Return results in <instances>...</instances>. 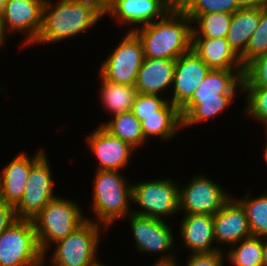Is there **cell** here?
<instances>
[{"label":"cell","mask_w":267,"mask_h":266,"mask_svg":"<svg viewBox=\"0 0 267 266\" xmlns=\"http://www.w3.org/2000/svg\"><path fill=\"white\" fill-rule=\"evenodd\" d=\"M122 38L101 63L98 74L116 84L135 86L139 69L145 59L143 44L134 31L126 30Z\"/></svg>","instance_id":"obj_9"},{"label":"cell","mask_w":267,"mask_h":266,"mask_svg":"<svg viewBox=\"0 0 267 266\" xmlns=\"http://www.w3.org/2000/svg\"><path fill=\"white\" fill-rule=\"evenodd\" d=\"M247 191L243 198H236L244 207L252 236L267 237V192L251 198Z\"/></svg>","instance_id":"obj_28"},{"label":"cell","mask_w":267,"mask_h":266,"mask_svg":"<svg viewBox=\"0 0 267 266\" xmlns=\"http://www.w3.org/2000/svg\"><path fill=\"white\" fill-rule=\"evenodd\" d=\"M17 220L14 207L0 198V235Z\"/></svg>","instance_id":"obj_35"},{"label":"cell","mask_w":267,"mask_h":266,"mask_svg":"<svg viewBox=\"0 0 267 266\" xmlns=\"http://www.w3.org/2000/svg\"><path fill=\"white\" fill-rule=\"evenodd\" d=\"M244 70H213L180 108L182 129L219 116L242 92ZM223 111V112H222Z\"/></svg>","instance_id":"obj_1"},{"label":"cell","mask_w":267,"mask_h":266,"mask_svg":"<svg viewBox=\"0 0 267 266\" xmlns=\"http://www.w3.org/2000/svg\"><path fill=\"white\" fill-rule=\"evenodd\" d=\"M95 174L90 210L96 218L86 219L109 229L115 221L124 220L132 212V183L121 171L96 170Z\"/></svg>","instance_id":"obj_4"},{"label":"cell","mask_w":267,"mask_h":266,"mask_svg":"<svg viewBox=\"0 0 267 266\" xmlns=\"http://www.w3.org/2000/svg\"><path fill=\"white\" fill-rule=\"evenodd\" d=\"M211 69L191 49L175 60L172 97L168 100L179 109L192 97Z\"/></svg>","instance_id":"obj_16"},{"label":"cell","mask_w":267,"mask_h":266,"mask_svg":"<svg viewBox=\"0 0 267 266\" xmlns=\"http://www.w3.org/2000/svg\"><path fill=\"white\" fill-rule=\"evenodd\" d=\"M100 104L110 113V117L122 112L131 111L138 94L135 86L116 84L104 79L100 74Z\"/></svg>","instance_id":"obj_23"},{"label":"cell","mask_w":267,"mask_h":266,"mask_svg":"<svg viewBox=\"0 0 267 266\" xmlns=\"http://www.w3.org/2000/svg\"><path fill=\"white\" fill-rule=\"evenodd\" d=\"M246 92L244 115L262 124L267 122V87H242Z\"/></svg>","instance_id":"obj_32"},{"label":"cell","mask_w":267,"mask_h":266,"mask_svg":"<svg viewBox=\"0 0 267 266\" xmlns=\"http://www.w3.org/2000/svg\"><path fill=\"white\" fill-rule=\"evenodd\" d=\"M96 6L105 14L117 0H92Z\"/></svg>","instance_id":"obj_37"},{"label":"cell","mask_w":267,"mask_h":266,"mask_svg":"<svg viewBox=\"0 0 267 266\" xmlns=\"http://www.w3.org/2000/svg\"><path fill=\"white\" fill-rule=\"evenodd\" d=\"M226 261L232 266H263L262 238L250 236L225 251Z\"/></svg>","instance_id":"obj_27"},{"label":"cell","mask_w":267,"mask_h":266,"mask_svg":"<svg viewBox=\"0 0 267 266\" xmlns=\"http://www.w3.org/2000/svg\"><path fill=\"white\" fill-rule=\"evenodd\" d=\"M8 0H0V13H2L4 6Z\"/></svg>","instance_id":"obj_41"},{"label":"cell","mask_w":267,"mask_h":266,"mask_svg":"<svg viewBox=\"0 0 267 266\" xmlns=\"http://www.w3.org/2000/svg\"><path fill=\"white\" fill-rule=\"evenodd\" d=\"M104 16L92 0H45L42 28L32 46L74 39L90 30Z\"/></svg>","instance_id":"obj_2"},{"label":"cell","mask_w":267,"mask_h":266,"mask_svg":"<svg viewBox=\"0 0 267 266\" xmlns=\"http://www.w3.org/2000/svg\"><path fill=\"white\" fill-rule=\"evenodd\" d=\"M263 127H265V131H266V133H264V134H266V136H267V122H265L264 124H263ZM267 139V138H266Z\"/></svg>","instance_id":"obj_43"},{"label":"cell","mask_w":267,"mask_h":266,"mask_svg":"<svg viewBox=\"0 0 267 266\" xmlns=\"http://www.w3.org/2000/svg\"><path fill=\"white\" fill-rule=\"evenodd\" d=\"M97 126L86 135L87 146L98 162L96 170L122 171L130 164L136 149L119 137L110 134L101 125Z\"/></svg>","instance_id":"obj_14"},{"label":"cell","mask_w":267,"mask_h":266,"mask_svg":"<svg viewBox=\"0 0 267 266\" xmlns=\"http://www.w3.org/2000/svg\"><path fill=\"white\" fill-rule=\"evenodd\" d=\"M177 260L172 261H155L152 266H179Z\"/></svg>","instance_id":"obj_40"},{"label":"cell","mask_w":267,"mask_h":266,"mask_svg":"<svg viewBox=\"0 0 267 266\" xmlns=\"http://www.w3.org/2000/svg\"><path fill=\"white\" fill-rule=\"evenodd\" d=\"M135 248L139 253L161 255L156 261L177 260L174 256L176 238L173 227L166 220L151 218L131 212L128 216ZM174 253V254H173Z\"/></svg>","instance_id":"obj_10"},{"label":"cell","mask_w":267,"mask_h":266,"mask_svg":"<svg viewBox=\"0 0 267 266\" xmlns=\"http://www.w3.org/2000/svg\"><path fill=\"white\" fill-rule=\"evenodd\" d=\"M44 148L30 157L26 152L17 154L0 172V198L15 207L21 200L31 167L45 154Z\"/></svg>","instance_id":"obj_18"},{"label":"cell","mask_w":267,"mask_h":266,"mask_svg":"<svg viewBox=\"0 0 267 266\" xmlns=\"http://www.w3.org/2000/svg\"><path fill=\"white\" fill-rule=\"evenodd\" d=\"M185 266H224L225 250L189 253Z\"/></svg>","instance_id":"obj_34"},{"label":"cell","mask_w":267,"mask_h":266,"mask_svg":"<svg viewBox=\"0 0 267 266\" xmlns=\"http://www.w3.org/2000/svg\"><path fill=\"white\" fill-rule=\"evenodd\" d=\"M232 14H199L192 20V38H226Z\"/></svg>","instance_id":"obj_26"},{"label":"cell","mask_w":267,"mask_h":266,"mask_svg":"<svg viewBox=\"0 0 267 266\" xmlns=\"http://www.w3.org/2000/svg\"><path fill=\"white\" fill-rule=\"evenodd\" d=\"M0 266H43L32 220L17 219L2 232Z\"/></svg>","instance_id":"obj_8"},{"label":"cell","mask_w":267,"mask_h":266,"mask_svg":"<svg viewBox=\"0 0 267 266\" xmlns=\"http://www.w3.org/2000/svg\"><path fill=\"white\" fill-rule=\"evenodd\" d=\"M267 3V0H237L239 9H255L261 8Z\"/></svg>","instance_id":"obj_36"},{"label":"cell","mask_w":267,"mask_h":266,"mask_svg":"<svg viewBox=\"0 0 267 266\" xmlns=\"http://www.w3.org/2000/svg\"><path fill=\"white\" fill-rule=\"evenodd\" d=\"M134 32L143 44L145 58L176 60L192 49V20L177 5Z\"/></svg>","instance_id":"obj_3"},{"label":"cell","mask_w":267,"mask_h":266,"mask_svg":"<svg viewBox=\"0 0 267 266\" xmlns=\"http://www.w3.org/2000/svg\"><path fill=\"white\" fill-rule=\"evenodd\" d=\"M46 154L31 167L24 194L14 207L17 219L33 220L49 201L58 196L54 192L55 180Z\"/></svg>","instance_id":"obj_12"},{"label":"cell","mask_w":267,"mask_h":266,"mask_svg":"<svg viewBox=\"0 0 267 266\" xmlns=\"http://www.w3.org/2000/svg\"><path fill=\"white\" fill-rule=\"evenodd\" d=\"M179 182L158 178L132 184V202L140 208L132 209L138 215L165 220L179 213Z\"/></svg>","instance_id":"obj_7"},{"label":"cell","mask_w":267,"mask_h":266,"mask_svg":"<svg viewBox=\"0 0 267 266\" xmlns=\"http://www.w3.org/2000/svg\"><path fill=\"white\" fill-rule=\"evenodd\" d=\"M264 153H263V159H264V161L266 162V164H267V142H266V146H265V148H264V151H263Z\"/></svg>","instance_id":"obj_42"},{"label":"cell","mask_w":267,"mask_h":266,"mask_svg":"<svg viewBox=\"0 0 267 266\" xmlns=\"http://www.w3.org/2000/svg\"><path fill=\"white\" fill-rule=\"evenodd\" d=\"M175 5L176 0H117L105 16L117 22V26L130 25L128 31H134L161 19Z\"/></svg>","instance_id":"obj_15"},{"label":"cell","mask_w":267,"mask_h":266,"mask_svg":"<svg viewBox=\"0 0 267 266\" xmlns=\"http://www.w3.org/2000/svg\"><path fill=\"white\" fill-rule=\"evenodd\" d=\"M82 211L75 200L58 195L35 216L32 221L43 258L48 255L51 245L67 237L87 220Z\"/></svg>","instance_id":"obj_5"},{"label":"cell","mask_w":267,"mask_h":266,"mask_svg":"<svg viewBox=\"0 0 267 266\" xmlns=\"http://www.w3.org/2000/svg\"><path fill=\"white\" fill-rule=\"evenodd\" d=\"M174 67L175 60L145 58L135 83L137 92L160 96L169 94L167 91L172 88Z\"/></svg>","instance_id":"obj_20"},{"label":"cell","mask_w":267,"mask_h":266,"mask_svg":"<svg viewBox=\"0 0 267 266\" xmlns=\"http://www.w3.org/2000/svg\"><path fill=\"white\" fill-rule=\"evenodd\" d=\"M100 125L110 134L119 137L137 149L146 144L141 122L134 116L132 111L122 112L111 116V119Z\"/></svg>","instance_id":"obj_24"},{"label":"cell","mask_w":267,"mask_h":266,"mask_svg":"<svg viewBox=\"0 0 267 266\" xmlns=\"http://www.w3.org/2000/svg\"><path fill=\"white\" fill-rule=\"evenodd\" d=\"M96 266H108L107 264L105 265L102 261L98 263Z\"/></svg>","instance_id":"obj_44"},{"label":"cell","mask_w":267,"mask_h":266,"mask_svg":"<svg viewBox=\"0 0 267 266\" xmlns=\"http://www.w3.org/2000/svg\"><path fill=\"white\" fill-rule=\"evenodd\" d=\"M213 223L216 246L220 250L223 245L231 247L252 236L245 209L235 196H231L213 216Z\"/></svg>","instance_id":"obj_17"},{"label":"cell","mask_w":267,"mask_h":266,"mask_svg":"<svg viewBox=\"0 0 267 266\" xmlns=\"http://www.w3.org/2000/svg\"><path fill=\"white\" fill-rule=\"evenodd\" d=\"M45 0H8L2 11V17L8 36L23 34L20 49L31 46L37 39L43 18ZM23 45V46H22Z\"/></svg>","instance_id":"obj_13"},{"label":"cell","mask_w":267,"mask_h":266,"mask_svg":"<svg viewBox=\"0 0 267 266\" xmlns=\"http://www.w3.org/2000/svg\"><path fill=\"white\" fill-rule=\"evenodd\" d=\"M216 180L207 175L193 176L185 186H179V212L183 215L214 216L232 196Z\"/></svg>","instance_id":"obj_11"},{"label":"cell","mask_w":267,"mask_h":266,"mask_svg":"<svg viewBox=\"0 0 267 266\" xmlns=\"http://www.w3.org/2000/svg\"><path fill=\"white\" fill-rule=\"evenodd\" d=\"M262 259L263 266H267V237L262 238Z\"/></svg>","instance_id":"obj_39"},{"label":"cell","mask_w":267,"mask_h":266,"mask_svg":"<svg viewBox=\"0 0 267 266\" xmlns=\"http://www.w3.org/2000/svg\"><path fill=\"white\" fill-rule=\"evenodd\" d=\"M131 111L140 122L141 116L181 115L180 109L173 105L167 97L156 94L138 93Z\"/></svg>","instance_id":"obj_29"},{"label":"cell","mask_w":267,"mask_h":266,"mask_svg":"<svg viewBox=\"0 0 267 266\" xmlns=\"http://www.w3.org/2000/svg\"><path fill=\"white\" fill-rule=\"evenodd\" d=\"M179 238L182 245L192 253L220 250L215 246L213 216L206 214H188L182 216Z\"/></svg>","instance_id":"obj_19"},{"label":"cell","mask_w":267,"mask_h":266,"mask_svg":"<svg viewBox=\"0 0 267 266\" xmlns=\"http://www.w3.org/2000/svg\"><path fill=\"white\" fill-rule=\"evenodd\" d=\"M242 87H267V53L259 55L244 67Z\"/></svg>","instance_id":"obj_33"},{"label":"cell","mask_w":267,"mask_h":266,"mask_svg":"<svg viewBox=\"0 0 267 266\" xmlns=\"http://www.w3.org/2000/svg\"><path fill=\"white\" fill-rule=\"evenodd\" d=\"M260 22V8L239 9L232 14L227 41L233 51L241 57L246 50L250 37Z\"/></svg>","instance_id":"obj_22"},{"label":"cell","mask_w":267,"mask_h":266,"mask_svg":"<svg viewBox=\"0 0 267 266\" xmlns=\"http://www.w3.org/2000/svg\"><path fill=\"white\" fill-rule=\"evenodd\" d=\"M192 50L213 70H244L227 38H192Z\"/></svg>","instance_id":"obj_21"},{"label":"cell","mask_w":267,"mask_h":266,"mask_svg":"<svg viewBox=\"0 0 267 266\" xmlns=\"http://www.w3.org/2000/svg\"><path fill=\"white\" fill-rule=\"evenodd\" d=\"M141 127L147 142L152 137L169 142L182 130V118L181 115L141 116Z\"/></svg>","instance_id":"obj_25"},{"label":"cell","mask_w":267,"mask_h":266,"mask_svg":"<svg viewBox=\"0 0 267 266\" xmlns=\"http://www.w3.org/2000/svg\"><path fill=\"white\" fill-rule=\"evenodd\" d=\"M7 34L9 33L6 30L2 13H0V48L4 47V44L7 42Z\"/></svg>","instance_id":"obj_38"},{"label":"cell","mask_w":267,"mask_h":266,"mask_svg":"<svg viewBox=\"0 0 267 266\" xmlns=\"http://www.w3.org/2000/svg\"><path fill=\"white\" fill-rule=\"evenodd\" d=\"M102 230L105 232L109 229L86 220L67 237L51 245L49 249L54 246L55 250L51 252L50 260L43 258V266H96L100 263L97 250Z\"/></svg>","instance_id":"obj_6"},{"label":"cell","mask_w":267,"mask_h":266,"mask_svg":"<svg viewBox=\"0 0 267 266\" xmlns=\"http://www.w3.org/2000/svg\"><path fill=\"white\" fill-rule=\"evenodd\" d=\"M264 53H267V3L260 8L259 25L240 57L241 63L245 67L253 59Z\"/></svg>","instance_id":"obj_31"},{"label":"cell","mask_w":267,"mask_h":266,"mask_svg":"<svg viewBox=\"0 0 267 266\" xmlns=\"http://www.w3.org/2000/svg\"><path fill=\"white\" fill-rule=\"evenodd\" d=\"M176 5L193 20L199 14L228 13L239 10L237 0H176Z\"/></svg>","instance_id":"obj_30"}]
</instances>
